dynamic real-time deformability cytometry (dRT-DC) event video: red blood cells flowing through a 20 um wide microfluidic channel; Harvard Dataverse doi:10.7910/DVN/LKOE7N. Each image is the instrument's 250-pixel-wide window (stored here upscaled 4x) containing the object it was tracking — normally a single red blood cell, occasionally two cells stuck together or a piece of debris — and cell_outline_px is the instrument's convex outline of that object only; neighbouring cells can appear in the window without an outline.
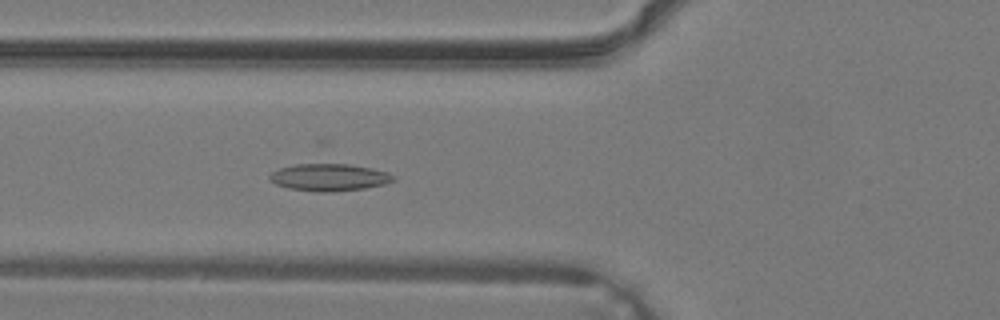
{"species": "common noctule bat (a hibernating species)", "species_latin": "Nyctalus noctula", "temperature_condition": "warm", "stored_images_in_passage": 27, "camera_frame_rate_fps": 3000, "um_per_image_px": 0.085, "animal": {"sex": "male", "body_mass_g": 19.2, "forearm_length_mm": 51.8}, "frame": {"image": 1, "passage_image": 5, "time_ms": 1.333, "image_size_px": [1000, 320], "cell_outline_px": [[396, 180], [384, 184], [364, 188], [332, 192], [320, 192], [288, 188], [276, 184], [268, 176], [272, 172], [280, 168], [296, 164], [320, 160], [324, 160], [372, 168], [388, 172], [396, 176]], "centroid_in_image_um": [28.0, 15.02], "position_along_channel_um": 97.8, "area_um2": 20.35}}
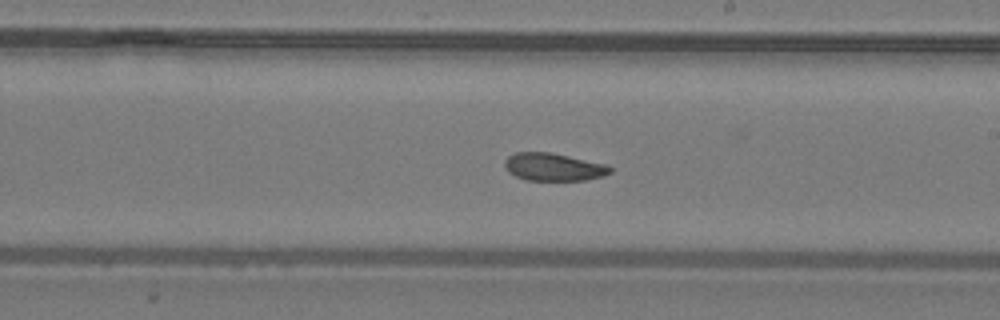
{"frame": {"image": 2, "passage_image": 13, "time_ms": 4.0, "image_size_px": [1000, 320], "cell_outline_px": [[612, 172], [604, 176], [584, 180], [524, 180], [508, 172], [504, 164], [504, 160], [508, 156], [516, 152], [552, 152], [608, 164], [612, 168]], "centroid_in_image_um": [47.07, 14.18], "position_along_channel_um": 241.9, "area_um2": 17.28}}
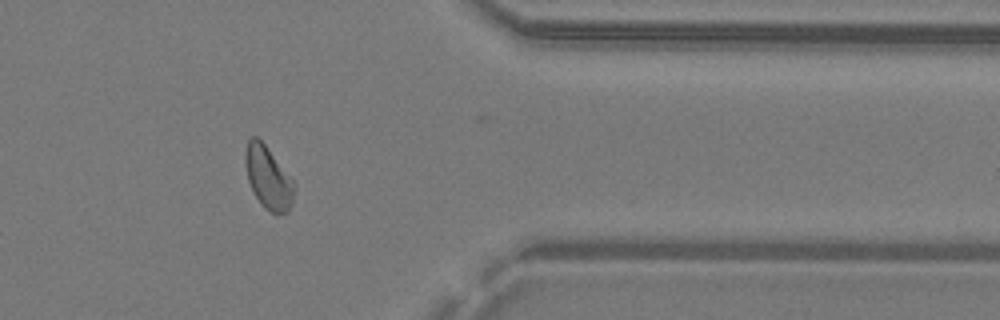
{"frame": {"image": 3, "passage_image": 22, "time_ms": 7.0, "image_size_px": [1000, 320], "cell_outline_px": [[296, 184], [292, 200], [288, 212], [276, 216], [264, 208], [260, 204], [248, 180], [244, 160], [244, 152], [248, 140], [252, 136], [256, 136], [264, 144]], "centroid_in_image_um": [22.79, 15.13], "position_along_channel_um": 388.6, "area_um2": 17.8}}